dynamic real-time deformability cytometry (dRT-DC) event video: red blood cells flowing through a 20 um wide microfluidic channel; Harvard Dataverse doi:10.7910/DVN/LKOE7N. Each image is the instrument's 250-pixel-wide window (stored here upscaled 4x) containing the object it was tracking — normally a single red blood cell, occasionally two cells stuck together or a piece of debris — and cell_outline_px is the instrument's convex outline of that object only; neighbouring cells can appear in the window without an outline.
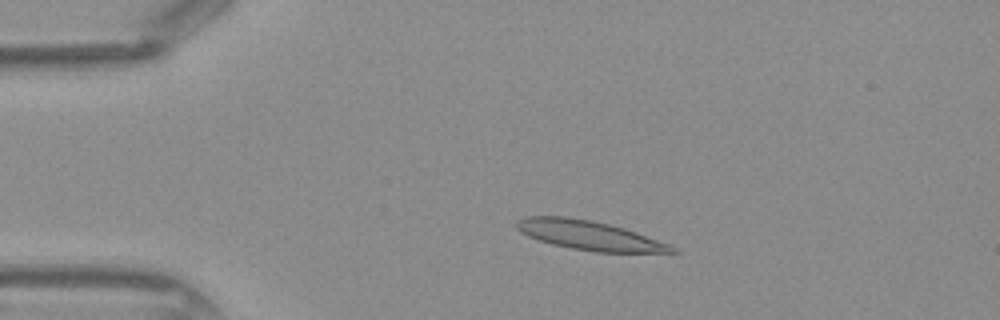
{"species": "Egyptian fruit bat (a non-hibernating species)", "species_latin": "Rousettus aegyptiacus", "temperature_condition": "warm", "stored_images_in_passage": 37, "camera_frame_rate_fps": 3000, "um_per_image_px": 0.085, "frame": {"image": 1, "passage_image": 3, "time_ms": 0.667, "image_size_px": [1000, 320], "cell_outline_px": [[680, 252], [596, 252], [572, 248], [552, 244], [528, 236], [520, 232], [516, 228], [516, 220], [524, 216], [564, 216], [592, 220], [624, 228], [636, 232], [668, 244], [676, 248]], "centroid_in_image_um": [50.03, 19.99], "position_along_channel_um": 35.0, "area_um2": 26.3}}
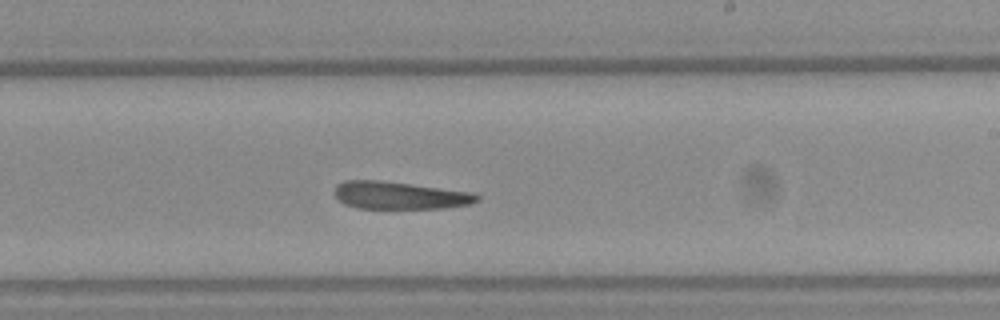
{"frame": {"image": 2, "passage_image": 20, "time_ms": 6.333, "image_size_px": [1000, 320], "cell_outline_px": [[480, 200], [468, 204], [444, 208], [356, 208], [344, 204], [332, 192], [336, 184], [344, 180], [380, 180], [472, 192], [480, 196]], "centroid_in_image_um": [33.92, 16.6], "position_along_channel_um": 255.1, "area_um2": 22.89}}
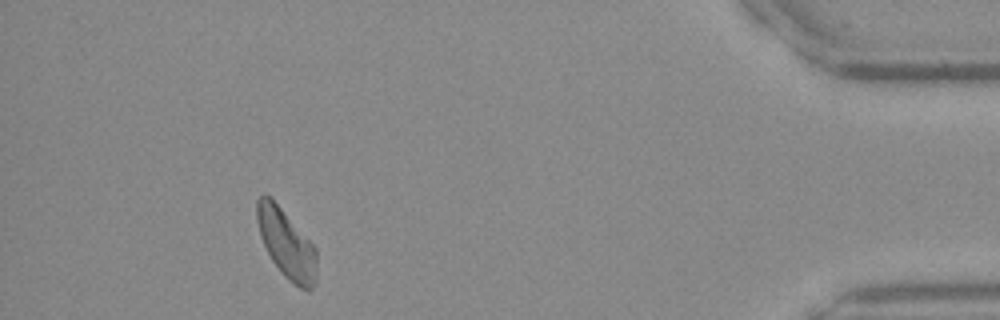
{"frame": {"image": 3, "passage_image": 34, "time_ms": 11.0, "image_size_px": [1000, 320], "cell_outline_px": [[316, 284], [308, 292], [292, 284], [280, 272], [272, 260], [260, 236], [256, 220], [256, 200], [260, 196], [268, 196], [280, 208], [316, 248]], "centroid_in_image_um": [24.35, 20.79], "position_along_channel_um": 410.9, "area_um2": 23.64}}